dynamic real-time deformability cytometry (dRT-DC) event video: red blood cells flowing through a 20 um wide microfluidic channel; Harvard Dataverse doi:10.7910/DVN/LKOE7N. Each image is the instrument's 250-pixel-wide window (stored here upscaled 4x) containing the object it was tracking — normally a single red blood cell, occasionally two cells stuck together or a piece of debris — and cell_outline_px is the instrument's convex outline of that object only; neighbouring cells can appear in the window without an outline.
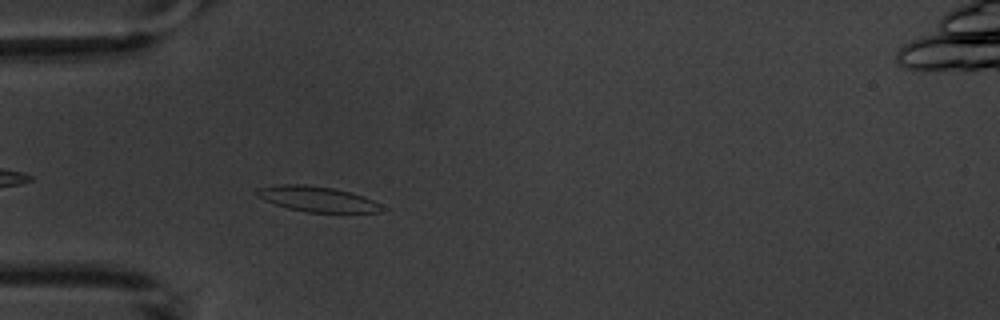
{"species": "common noctule bat (a hibernating species)", "species_latin": "Nyctalus noctula", "temperature_condition": "warm", "stored_images_in_passage": 4, "camera_frame_rate_fps": 3000, "um_per_image_px": 0.085, "animal": {"sex": "male", "body_mass_g": 20.1, "forearm_length_mm": 53.5}, "frame": {"image": 1, "passage_image": 4, "time_ms": 3.667, "image_size_px": [1000, 320], "cell_outline_px": [[388, 208], [380, 212], [304, 212], [288, 208], [264, 200], [256, 196], [256, 188], [280, 184], [304, 184], [332, 188], [364, 196]], "centroid_in_image_um": [26.96, 16.92], "position_along_channel_um": 58.0, "area_um2": 18.44}}